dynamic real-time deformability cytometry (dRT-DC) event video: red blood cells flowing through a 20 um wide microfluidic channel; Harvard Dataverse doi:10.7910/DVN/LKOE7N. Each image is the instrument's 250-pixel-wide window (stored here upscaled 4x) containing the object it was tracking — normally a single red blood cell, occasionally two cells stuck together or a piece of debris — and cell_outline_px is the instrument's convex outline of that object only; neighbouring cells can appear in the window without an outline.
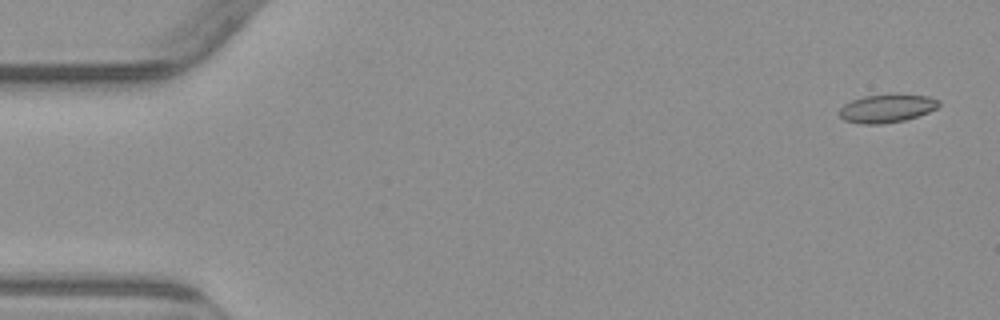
{"species": "common noctule bat (a hibernating species)", "species_latin": "Nyctalus noctula", "temperature_condition": "warm", "stored_images_in_passage": 4, "camera_frame_rate_fps": 3000, "um_per_image_px": 0.085, "animal": {"sex": "male", "body_mass_g": 23.1, "forearm_length_mm": 52.7}, "frame": {"image": 1, "passage_image": 1, "time_ms": 0.0, "image_size_px": [1000, 320], "cell_outline_px": [[940, 104], [936, 108], [928, 112], [904, 120], [884, 124], [860, 124], [844, 120], [840, 116], [840, 108], [844, 104], [852, 100], [864, 96], [928, 96], [940, 100]], "centroid_in_image_um": [75.35, 9.25], "position_along_channel_um": 9.6, "area_um2": 15.84}}
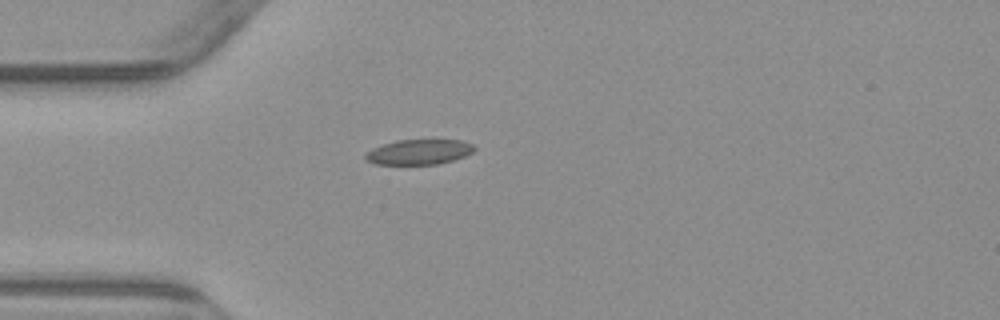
{"frame": {"image": 2, "passage_image": 4, "time_ms": 4.333, "image_size_px": [1000, 320], "cell_outline_px": [[476, 148], [472, 152], [464, 156], [452, 160], [436, 164], [376, 164], [364, 160], [364, 156], [372, 148], [396, 140], [460, 140], [472, 144]], "centroid_in_image_um": [35.59, 12.91], "position_along_channel_um": 49.4, "area_um2": 15.78}}